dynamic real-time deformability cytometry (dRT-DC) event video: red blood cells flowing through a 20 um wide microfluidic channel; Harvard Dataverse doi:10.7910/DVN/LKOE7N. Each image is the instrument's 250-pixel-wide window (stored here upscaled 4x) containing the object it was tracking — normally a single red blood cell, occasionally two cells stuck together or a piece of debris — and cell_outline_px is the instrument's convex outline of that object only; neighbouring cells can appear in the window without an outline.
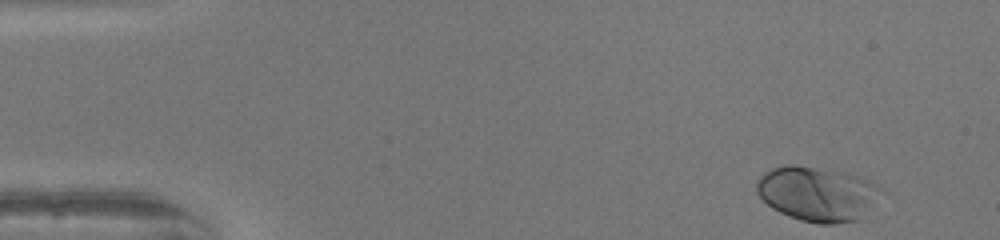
{"species": "human", "species_latin": "Homo sapiens", "temperature_condition": "warm", "stored_images_in_passage": 48, "camera_frame_rate_fps": 3000, "um_per_image_px": 0.085, "donor": {"sex": "female"}, "frame": {"image": 1, "passage_image": 1, "time_ms": 0.0, "image_size_px": [1000, 240], "cell_outline_px": [[876, 188], [864, 220], [832, 224], [820, 224], [800, 220], [780, 212], [772, 208], [756, 192], [756, 180], [764, 172], [772, 168], [784, 164], [796, 164], [844, 172], [860, 176], [876, 184]], "centroid_in_image_um": [69.37, 16.46], "position_along_channel_um": 15.6, "area_um2": 39.19}}
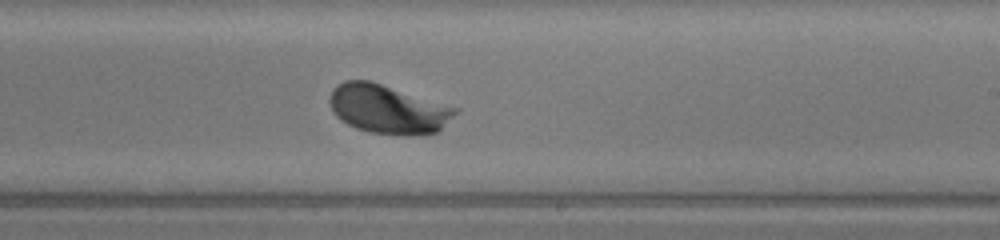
{"frame": {"image": 2, "passage_image": 28, "time_ms": 9.0, "image_size_px": [1000, 240], "cell_outline_px": [[460, 108], [440, 132], [420, 136], [400, 136], [368, 132], [356, 128], [340, 120], [332, 112], [328, 100], [332, 88], [336, 84], [344, 80], [368, 80]], "centroid_in_image_um": [32.98, 9.3], "position_along_channel_um": 256.0, "area_um2": 36.41}}
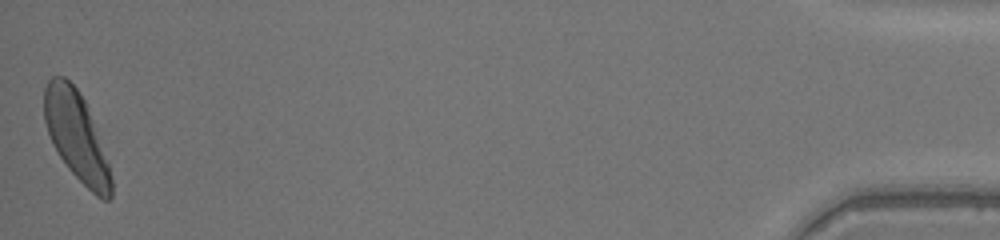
{"frame": {"image": 3, "passage_image": 48, "time_ms": 15.667, "image_size_px": [1000, 240], "cell_outline_px": [[112, 196], [108, 200], [100, 200], [68, 168], [52, 144], [44, 120], [44, 88], [48, 80], [52, 76], [64, 76], [80, 92], [84, 100], [108, 164], [112, 180]], "centroid_in_image_um": [6.46, 11.57], "position_along_channel_um": 428.7, "area_um2": 33.87}, "authors_computed_cell_mechanics": {"area_um2": 34.3043, "velocity_mm_per_s": 4.0276, "shape_relaxation_time_tau1_ms": 1.5151, "shape_relaxation_time_tau2_ms": null, "deformation_change_tau1": 0.1356, "deformation_change_tau2": null}}